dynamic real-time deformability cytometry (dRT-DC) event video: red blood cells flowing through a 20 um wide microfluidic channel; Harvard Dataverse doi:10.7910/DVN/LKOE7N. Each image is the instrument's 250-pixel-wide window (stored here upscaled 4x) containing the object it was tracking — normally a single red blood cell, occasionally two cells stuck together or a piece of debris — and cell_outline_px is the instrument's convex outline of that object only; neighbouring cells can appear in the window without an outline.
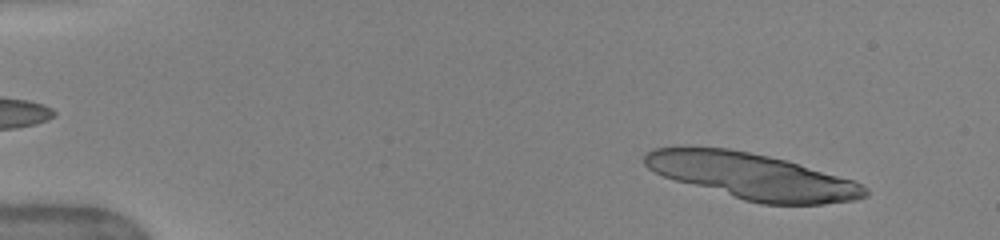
{"species": "human", "species_latin": "Homo sapiens", "temperature_condition": "warm", "stored_images_in_passage": 16, "camera_frame_rate_fps": 3000, "um_per_image_px": 0.085, "donor": {"sex": "female"}, "frame": {"image": 1, "passage_image": 4, "time_ms": 1.0, "image_size_px": [1000, 240], "cell_outline_px": [[868, 196], [856, 200], [824, 204], [760, 204], [744, 200], [676, 180], [664, 176], [648, 168], [644, 164], [644, 156], [652, 148], [688, 144], [728, 148], [768, 156], [784, 160], [852, 180], [868, 188]], "centroid_in_image_um": [63.88, 14.95], "position_along_channel_um": 21.1, "area_um2": 59.07}}